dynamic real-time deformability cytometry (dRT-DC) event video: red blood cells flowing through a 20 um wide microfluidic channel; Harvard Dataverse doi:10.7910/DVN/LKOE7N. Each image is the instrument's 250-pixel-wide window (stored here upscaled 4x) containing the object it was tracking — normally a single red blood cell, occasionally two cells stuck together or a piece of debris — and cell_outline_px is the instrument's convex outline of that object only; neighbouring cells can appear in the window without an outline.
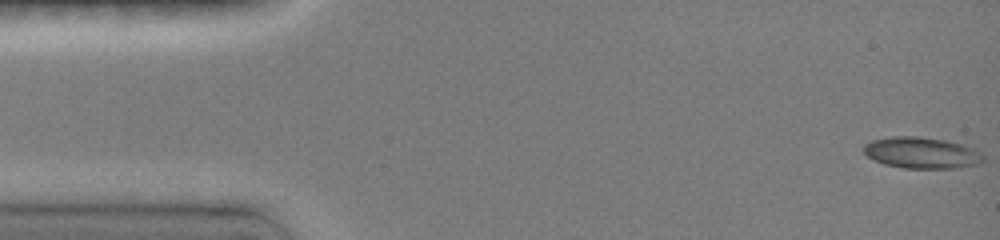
{"species": "common noctule bat (a hibernating species)", "species_latin": "Nyctalus noctula", "temperature_condition": "room temperature", "stored_images_in_passage": 33, "camera_frame_rate_fps": 3000, "um_per_image_px": 0.085, "animal": {"sex": "female", "body_mass_g": 19.0, "forearm_length_mm": 51.5}, "frame": {"image": 1, "passage_image": 1, "time_ms": 0.0, "image_size_px": [1000, 240], "cell_outline_px": [[984, 160], [976, 164], [956, 168], [904, 168], [884, 164], [868, 156], [864, 152], [864, 144], [872, 140], [892, 136], [920, 136], [944, 140], [960, 144], [972, 148], [984, 156]], "centroid_in_image_um": [78.31, 12.98], "position_along_channel_um": 6.7, "area_um2": 21.56}}
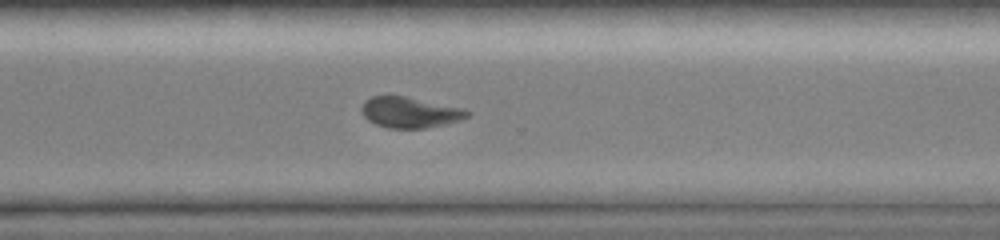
{"frame": {"image": 2, "passage_image": 24, "time_ms": 11.333, "image_size_px": [1000, 240], "cell_outline_px": [[472, 116], [460, 120], [444, 124], [424, 128], [388, 128], [376, 124], [368, 120], [364, 116], [360, 108], [364, 100], [372, 96], [404, 96], [464, 108], [472, 112]], "centroid_in_image_um": [34.86, 9.55], "position_along_channel_um": 335.7, "area_um2": 19.02}}
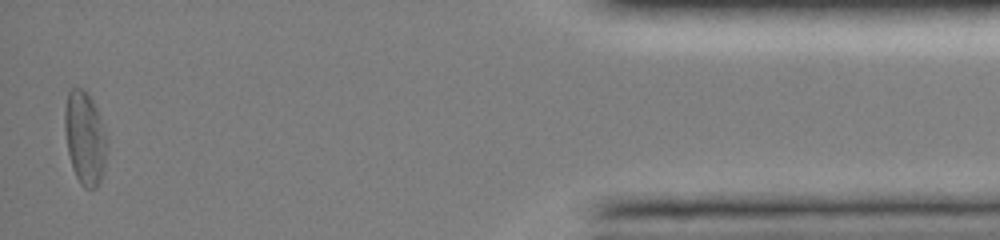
{"frame": {"image": 3, "passage_image": 33, "time_ms": 15.333, "image_size_px": [1000, 240], "cell_outline_px": [[108, 140], [104, 164], [100, 180], [96, 188], [84, 188], [80, 184], [72, 168], [68, 152], [64, 128], [64, 108], [68, 92], [72, 88], [80, 88], [88, 92], [100, 116]], "centroid_in_image_um": [7.2, 11.71], "position_along_channel_um": 428.0, "area_um2": 23.0}, "authors_computed_cell_mechanics": {"area_um2": 19.7098, "velocity_mm_per_s": 3.9844, "shape_relaxation_time_tau1_ms": 2.6887, "shape_relaxation_time_tau2_ms": 5.9566, "deformation_change_tau1": 0.1409, "deformation_change_tau2": 0.1195}}